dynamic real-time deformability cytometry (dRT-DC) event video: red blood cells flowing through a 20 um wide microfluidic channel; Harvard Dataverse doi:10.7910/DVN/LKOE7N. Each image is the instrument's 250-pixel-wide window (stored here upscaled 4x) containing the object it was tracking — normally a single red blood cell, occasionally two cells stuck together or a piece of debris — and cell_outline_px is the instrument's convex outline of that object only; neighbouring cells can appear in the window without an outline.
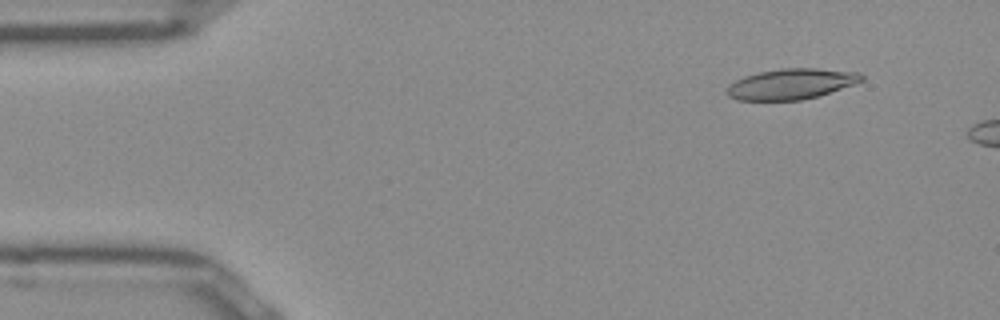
{"species": "Egyptian fruit bat (a non-hibernating species)", "species_latin": "Rousettus aegyptiacus", "temperature_condition": "room temperature", "stored_images_in_passage": 10, "camera_frame_rate_fps": 3000, "um_per_image_px": 0.085, "frame": {"image": 1, "passage_image": 5, "time_ms": 1.333, "image_size_px": [1000, 320], "cell_outline_px": [[864, 80], [856, 84], [816, 96], [800, 100], [736, 100], [728, 96], [724, 92], [728, 84], [744, 76], [756, 72], [780, 68], [816, 68], [856, 72], [864, 76]], "centroid_in_image_um": [67.2, 7.13], "position_along_channel_um": 17.8, "area_um2": 24.16}}